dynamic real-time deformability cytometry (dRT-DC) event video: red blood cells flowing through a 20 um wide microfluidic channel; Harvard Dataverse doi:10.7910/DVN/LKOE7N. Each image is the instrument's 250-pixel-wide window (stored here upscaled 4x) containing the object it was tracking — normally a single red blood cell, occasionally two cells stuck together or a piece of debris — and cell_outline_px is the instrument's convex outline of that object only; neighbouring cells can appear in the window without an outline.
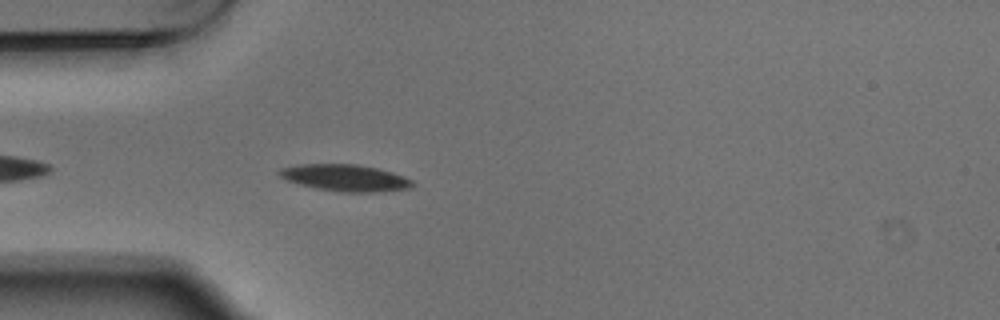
{"species": "Egyptian fruit bat (a non-hibernating species)", "species_latin": "Rousettus aegyptiacus", "temperature_condition": "warm", "stored_images_in_passage": 4, "camera_frame_rate_fps": 3000, "um_per_image_px": 0.085, "animal": {"sex": "male"}, "frame": {"image": 1, "passage_image": 4, "time_ms": 1.0, "image_size_px": [1000, 320], "cell_outline_px": [[412, 188], [376, 192], [340, 192], [316, 188], [300, 184], [288, 180], [280, 176], [276, 172], [280, 168], [300, 164], [356, 164], [376, 168], [392, 172], [404, 176], [412, 180]], "centroid_in_image_um": [29.34, 15.11], "position_along_channel_um": 55.7, "area_um2": 20.63}}